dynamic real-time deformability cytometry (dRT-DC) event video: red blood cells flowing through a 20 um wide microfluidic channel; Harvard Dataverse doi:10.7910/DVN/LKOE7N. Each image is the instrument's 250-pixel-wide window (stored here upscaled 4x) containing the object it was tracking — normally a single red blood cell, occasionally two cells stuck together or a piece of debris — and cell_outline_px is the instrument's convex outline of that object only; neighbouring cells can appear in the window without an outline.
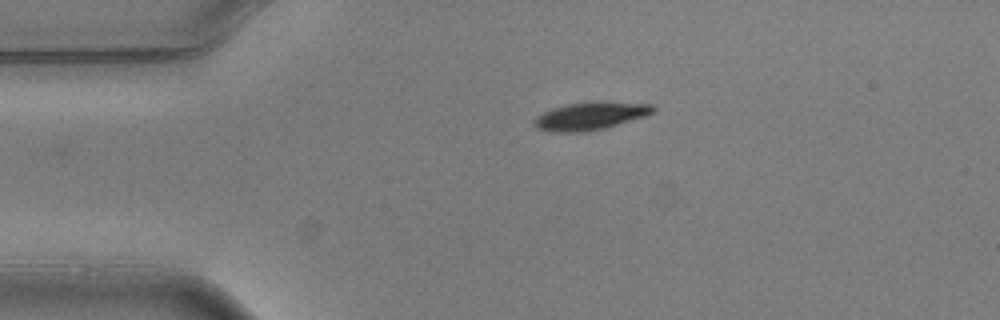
{"species": "common noctule bat (a hibernating species)", "species_latin": "Nyctalus noctula", "temperature_condition": "warm", "stored_images_in_passage": 2, "camera_frame_rate_fps": 3000, "um_per_image_px": 0.085, "animal": {"sex": "male", "body_mass_g": 20.5, "forearm_length_mm": 52.5}, "frame": {"image": 1, "passage_image": 2, "time_ms": 0.333, "image_size_px": [1000, 320], "cell_outline_px": [[656, 108], [652, 112], [644, 116], [604, 128], [580, 132], [548, 132], [536, 128], [532, 124], [532, 120], [536, 116], [552, 108], [568, 104], [592, 100], [604, 100], [652, 104]], "centroid_in_image_um": [50.14, 9.83], "position_along_channel_um": 34.9, "area_um2": 19.59}}